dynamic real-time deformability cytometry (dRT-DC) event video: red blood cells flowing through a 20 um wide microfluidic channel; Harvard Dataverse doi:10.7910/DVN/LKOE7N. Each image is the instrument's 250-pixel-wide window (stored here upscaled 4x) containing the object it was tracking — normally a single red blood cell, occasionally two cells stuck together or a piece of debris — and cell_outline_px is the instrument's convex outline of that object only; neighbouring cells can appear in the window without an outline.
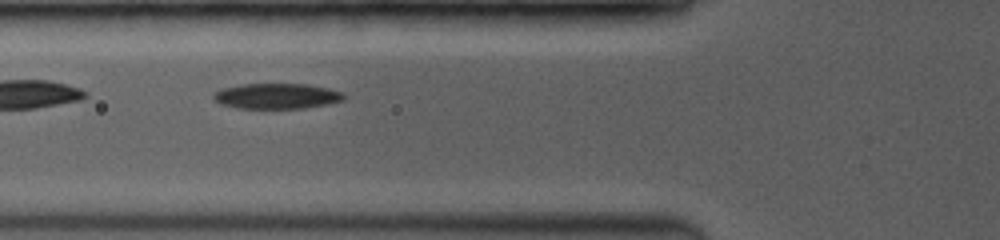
{"species": "common noctule bat (a hibernating species)", "species_latin": "Nyctalus noctula", "temperature_condition": "room temperature", "stored_images_in_passage": 36, "camera_frame_rate_fps": 3500, "um_per_image_px": 0.085, "animal": {"sex": "female", "body_mass_g": 19.0, "forearm_length_mm": 53.3}, "frame": {"image": 1, "passage_image": 6, "time_ms": 1.429, "image_size_px": [1000, 240], "cell_outline_px": [[348, 96], [344, 100], [328, 104], [304, 108], [236, 108], [220, 104], [212, 100], [212, 92], [220, 88], [244, 84], [308, 84], [328, 88], [344, 92]], "centroid_in_image_um": [23.51, 8.16], "position_along_channel_um": 102.3, "area_um2": 19.71}}
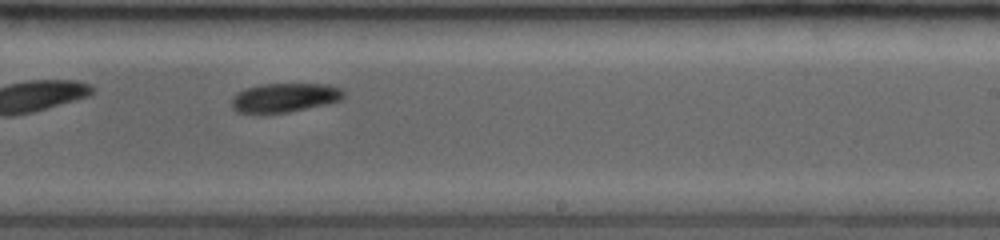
{"frame": {"image": 2, "passage_image": 17, "time_ms": 5.429, "image_size_px": [1000, 240], "cell_outline_px": [[344, 96], [340, 100], [328, 104], [288, 112], [264, 116], [236, 112], [232, 108], [232, 100], [236, 92], [260, 84], [328, 84], [340, 88], [344, 92]], "centroid_in_image_um": [24.14, 8.34], "position_along_channel_um": 264.9, "area_um2": 19.54}}
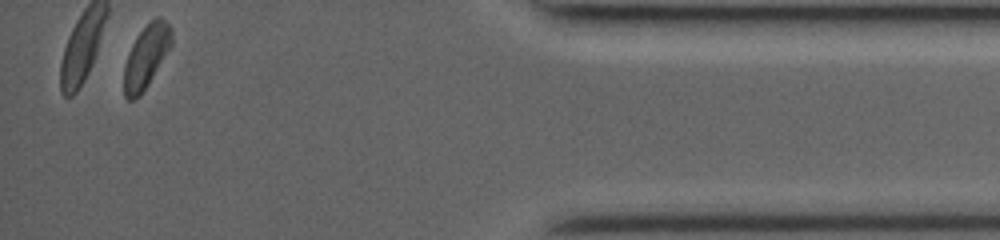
{"frame": {"image": 3, "passage_image": 35, "time_ms": 10.286, "image_size_px": [1000, 240], "cell_outline_px": [[172, 48], [140, 96], [132, 100], [128, 100], [124, 96], [124, 64], [128, 52], [136, 36], [156, 16], [160, 16], [172, 28]], "centroid_in_image_um": [12.44, 4.81], "position_along_channel_um": 422.8, "area_um2": 17.69}, "authors_computed_cell_mechanics": {"area_um2": 19.1318, "velocity_mm_per_s": 4.0929, "shape_relaxation_time_tau1_ms": 3.6349, "shape_relaxation_time_tau2_ms": 4.7686, "deformation_change_tau1": 0.1001, "deformation_change_tau2": 0.0748}}